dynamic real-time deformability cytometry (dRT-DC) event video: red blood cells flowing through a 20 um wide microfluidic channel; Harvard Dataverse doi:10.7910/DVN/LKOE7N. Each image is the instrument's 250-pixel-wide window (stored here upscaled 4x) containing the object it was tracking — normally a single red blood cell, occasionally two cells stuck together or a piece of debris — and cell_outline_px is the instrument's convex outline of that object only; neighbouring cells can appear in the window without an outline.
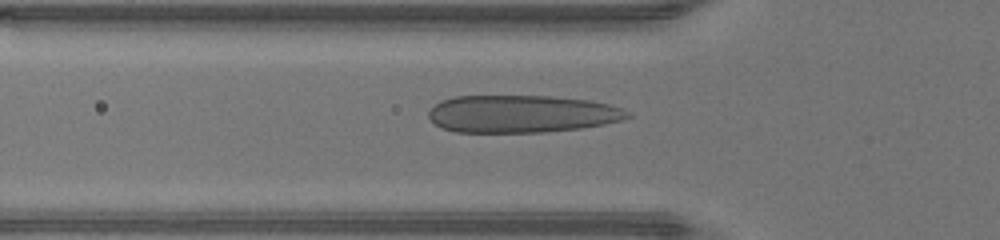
{"species": "human", "species_latin": "Homo sapiens", "temperature_condition": "warm", "stored_images_in_passage": 31, "camera_frame_rate_fps": 3000, "um_per_image_px": 0.085, "donor": {"sex": "male"}, "frame": {"image": 1, "passage_image": 2, "time_ms": 0.333, "image_size_px": [1000, 240], "cell_outline_px": [[632, 116], [620, 120], [604, 124], [580, 128], [544, 132], [456, 132], [440, 128], [428, 116], [428, 112], [440, 100], [452, 96], [548, 96], [592, 100], [608, 104], [620, 108], [628, 112]], "centroid_in_image_um": [44.32, 9.67], "position_along_channel_um": 81.5, "area_um2": 43.47}}
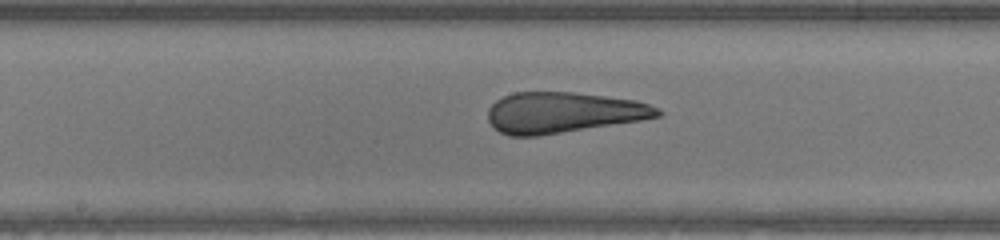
{"frame": {"image": 2, "passage_image": 10, "time_ms": 3.0, "image_size_px": [1000, 240], "cell_outline_px": [[664, 112], [660, 116], [640, 120], [540, 136], [508, 136], [500, 132], [488, 120], [488, 108], [496, 100], [512, 92], [572, 92], [636, 100], [648, 104]], "centroid_in_image_um": [47.84, 9.57], "position_along_channel_um": 200.4, "area_um2": 40.23}}
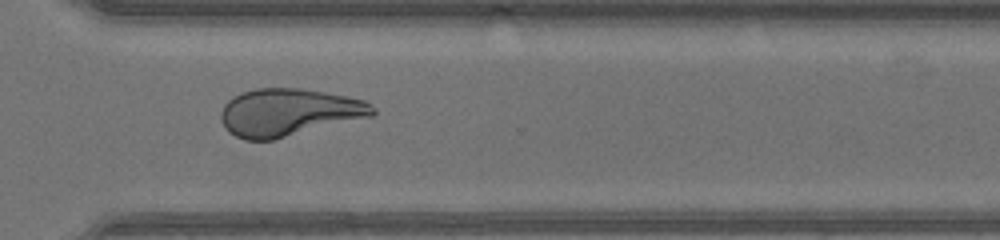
{"frame": {"image": 3, "passage_image": 20, "time_ms": 6.333, "image_size_px": [1000, 240], "cell_outline_px": [[376, 112], [372, 116], [272, 140], [244, 140], [228, 132], [224, 128], [220, 120], [220, 112], [224, 104], [228, 100], [244, 92], [256, 88], [296, 88], [324, 92], [348, 96], [364, 100], [376, 108]], "centroid_in_image_um": [24.52, 9.55], "position_along_channel_um": 346.1, "area_um2": 41.91}}